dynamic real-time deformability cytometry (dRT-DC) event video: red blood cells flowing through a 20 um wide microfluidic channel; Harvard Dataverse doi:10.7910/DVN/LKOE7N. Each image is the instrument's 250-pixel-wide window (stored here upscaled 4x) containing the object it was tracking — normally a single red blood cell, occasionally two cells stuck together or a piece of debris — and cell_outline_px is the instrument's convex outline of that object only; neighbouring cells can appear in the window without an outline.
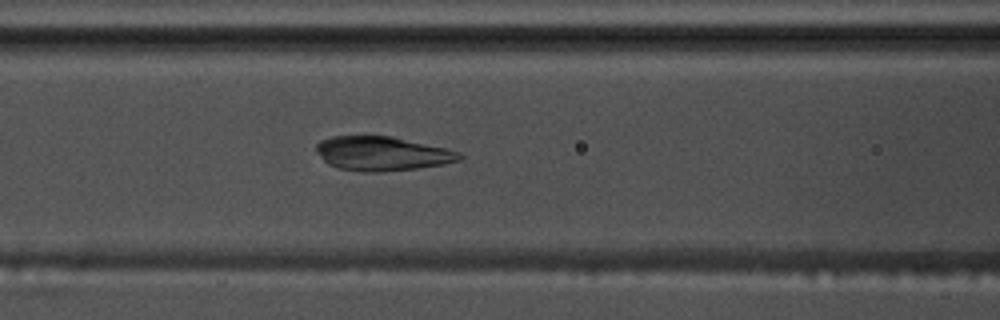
{"species": "common noctule bat (a hibernating species)", "species_latin": "Nyctalus noctula", "temperature_condition": "warm", "stored_images_in_passage": 28, "camera_frame_rate_fps": 3000, "um_per_image_px": 0.085, "animal": {"sex": "male", "body_mass_g": 17.5, "forearm_length_mm": 52.3}, "frame": {"image": 1, "passage_image": 23, "time_ms": 7.333, "image_size_px": [1000, 320], "cell_outline_px": [[464, 156], [460, 160], [444, 164], [416, 168], [376, 172], [364, 172], [340, 168], [328, 164], [316, 152], [316, 144], [320, 140], [332, 136], [392, 136], [444, 148], [460, 152]], "centroid_in_image_um": [32.46, 13.05], "position_along_channel_um": 134.1, "area_um2": 28.32}}